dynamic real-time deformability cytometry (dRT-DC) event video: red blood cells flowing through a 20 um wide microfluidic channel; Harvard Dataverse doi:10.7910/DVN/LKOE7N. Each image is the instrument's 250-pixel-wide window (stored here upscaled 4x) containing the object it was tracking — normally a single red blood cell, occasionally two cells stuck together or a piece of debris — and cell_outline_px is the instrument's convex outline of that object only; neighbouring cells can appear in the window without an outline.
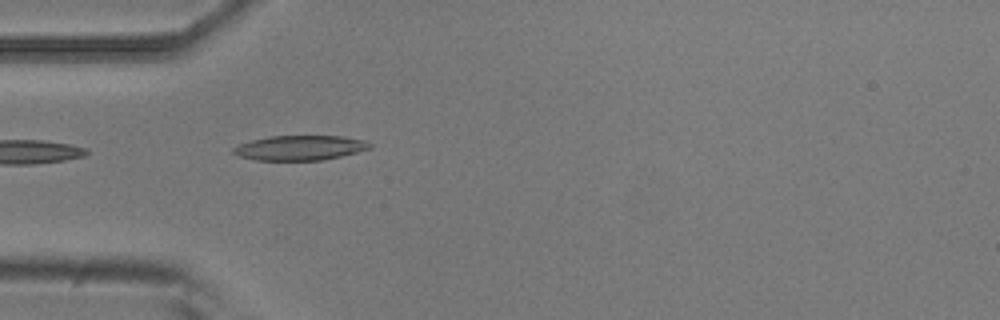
{"species": "common noctule bat (a hibernating species)", "species_latin": "Nyctalus noctula", "temperature_condition": "room temperature", "stored_images_in_passage": 4, "camera_frame_rate_fps": 3000, "um_per_image_px": 0.085, "animal": {"sex": "male", "body_mass_g": 20.5, "forearm_length_mm": 52.5}, "frame": {"image": 1, "passage_image": 4, "time_ms": 4.333, "image_size_px": [1000, 320], "cell_outline_px": [[372, 148], [340, 156], [320, 160], [256, 160], [240, 156], [232, 152], [232, 148], [240, 144], [252, 140], [268, 136], [344, 136], [364, 140], [372, 144]], "centroid_in_image_um": [25.5, 12.56], "position_along_channel_um": 59.5, "area_um2": 19.59}}